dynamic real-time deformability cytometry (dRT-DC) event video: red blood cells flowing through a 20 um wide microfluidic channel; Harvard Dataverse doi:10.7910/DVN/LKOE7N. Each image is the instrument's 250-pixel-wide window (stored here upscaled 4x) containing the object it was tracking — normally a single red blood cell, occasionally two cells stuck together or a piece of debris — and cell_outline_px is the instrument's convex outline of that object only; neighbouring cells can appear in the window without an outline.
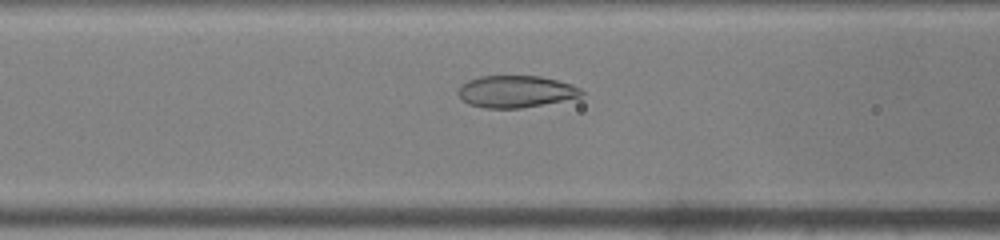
{"species": "common noctule bat (a hibernating species)", "species_latin": "Nyctalus noctula", "temperature_condition": "warm", "stored_images_in_passage": 43, "camera_frame_rate_fps": 3000, "um_per_image_px": 0.085, "animal": {"sex": "male", "body_mass_g": 19.0, "forearm_length_mm": 50.8}, "frame": {"image": 1, "passage_image": 14, "time_ms": 4.333, "image_size_px": [1000, 240], "cell_outline_px": [[584, 92], [580, 96], [520, 108], [484, 108], [468, 104], [456, 92], [460, 84], [468, 80], [480, 76], [540, 76], [572, 84], [580, 88]], "centroid_in_image_um": [43.78, 7.77], "position_along_channel_um": 122.8, "area_um2": 22.72}}
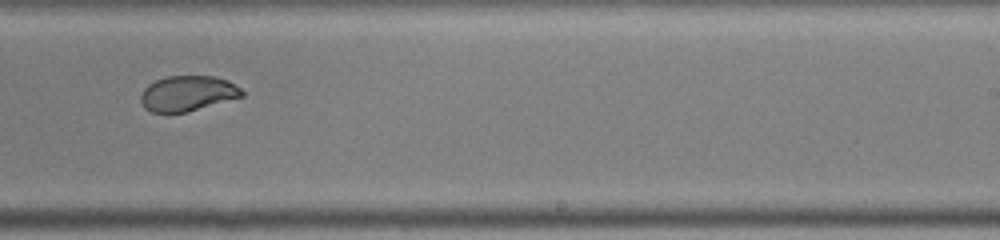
{"frame": {"image": 2, "passage_image": 25, "time_ms": 8.0, "image_size_px": [1000, 240], "cell_outline_px": [[244, 96], [184, 112], [152, 112], [144, 108], [140, 100], [140, 96], [144, 88], [148, 84], [164, 76], [216, 76], [228, 80], [240, 88], [244, 92]], "centroid_in_image_um": [15.93, 7.92], "position_along_channel_um": 273.1, "area_um2": 20.75}}
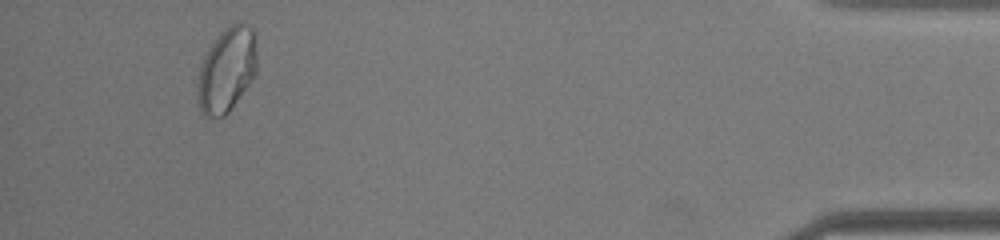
{"frame": {"image": 3, "passage_image": 40, "time_ms": 13.0, "image_size_px": [1000, 240], "cell_outline_px": [[256, 72], [252, 80], [228, 112], [224, 116], [204, 116], [200, 108], [196, 92], [200, 68], [204, 56], [208, 48], [224, 28], [240, 20], [252, 28], [256, 36]], "centroid_in_image_um": [19.28, 5.9], "position_along_channel_um": 415.9, "area_um2": 29.25}}